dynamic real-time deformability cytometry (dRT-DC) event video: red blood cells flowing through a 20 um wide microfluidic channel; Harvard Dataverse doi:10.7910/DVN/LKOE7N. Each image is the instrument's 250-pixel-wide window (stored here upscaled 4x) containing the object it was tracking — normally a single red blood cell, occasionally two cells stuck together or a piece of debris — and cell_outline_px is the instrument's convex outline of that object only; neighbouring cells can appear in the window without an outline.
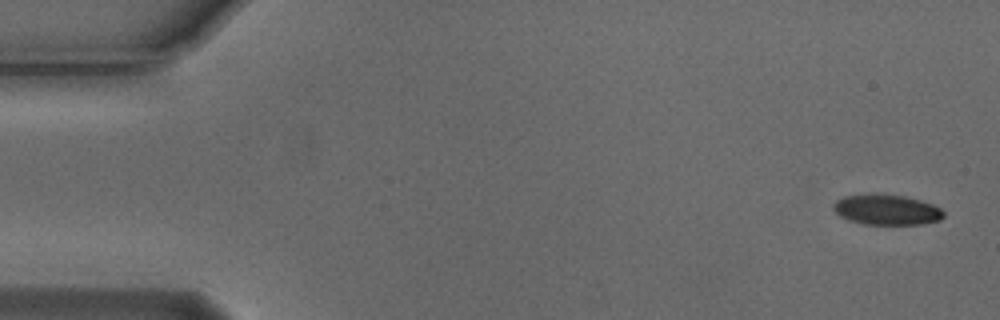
{"species": "Egyptian fruit bat (a non-hibernating species)", "species_latin": "Rousettus aegyptiacus", "temperature_condition": "cold", "stored_images_in_passage": 6, "segment_of_instrument_passage": [1, 2], "camera_frame_rate_fps": 3000, "um_per_image_px": 0.085, "animal": {"sex": "male"}, "frame": {"image": 1, "passage_image": 1, "time_ms": 0.0, "image_size_px": [1000, 320], "cell_outline_px": [[944, 216], [940, 220], [920, 224], [864, 224], [848, 220], [840, 216], [832, 208], [832, 204], [836, 200], [844, 196], [868, 192], [876, 192], [904, 196], [920, 200], [932, 204], [940, 208], [944, 212]], "centroid_in_image_um": [75.32, 17.79], "position_along_channel_um": 9.7, "area_um2": 19.88}}
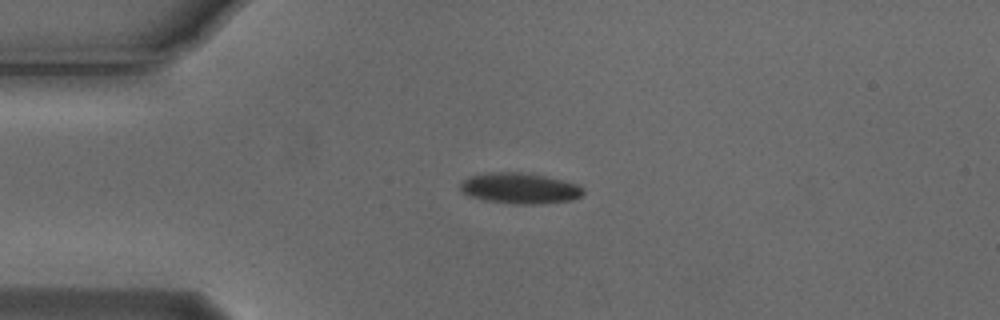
{"frame": {"image": 2, "passage_image": 4, "time_ms": 1.0, "image_size_px": [1000, 320], "cell_outline_px": [[584, 192], [580, 196], [572, 200], [532, 204], [512, 204], [488, 200], [472, 196], [464, 192], [460, 188], [460, 184], [468, 176], [488, 172], [520, 172], [544, 176], [564, 180], [576, 184]], "centroid_in_image_um": [44.17, 15.99], "position_along_channel_um": 40.8, "area_um2": 21.68}}